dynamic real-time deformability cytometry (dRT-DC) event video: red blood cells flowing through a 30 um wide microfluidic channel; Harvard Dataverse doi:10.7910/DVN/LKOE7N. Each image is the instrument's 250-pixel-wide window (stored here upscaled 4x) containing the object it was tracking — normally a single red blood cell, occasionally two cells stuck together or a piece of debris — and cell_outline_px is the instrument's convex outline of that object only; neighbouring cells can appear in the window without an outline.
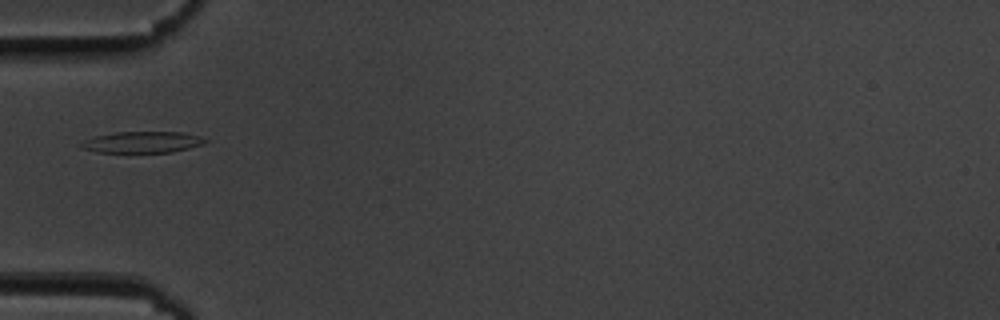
{"species": "common noctule bat (a hibernating species)", "species_latin": "Nyctalus noctula", "temperature_condition": "cold", "stored_images_in_passage": 38, "camera_frame_rate_fps": 3000, "um_per_image_px": 0.085, "animal": {"sex": "male", "body_mass_g": 19.5, "forearm_length_mm": 54.6}, "frame": {"image": 1, "passage_image": 1, "time_ms": 0.0, "image_size_px": [1000, 320], "cell_outline_px": [[208, 140], [204, 144], [172, 152], [96, 152], [80, 148], [80, 144], [84, 140], [96, 136], [112, 132], [180, 132], [200, 136]], "centroid_in_image_um": [12.08, 12.08], "position_along_channel_um": 72.9, "area_um2": 15.37}}
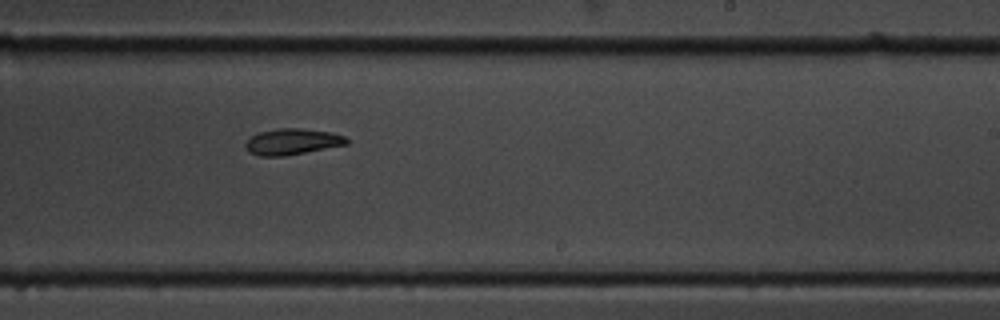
{"frame": {"image": 2, "passage_image": 17, "time_ms": 5.333, "image_size_px": [1000, 320], "cell_outline_px": [[348, 144], [284, 156], [260, 156], [248, 152], [244, 144], [248, 136], [260, 132], [276, 128], [300, 128], [332, 132], [344, 136], [348, 140]], "centroid_in_image_um": [24.79, 12.03], "position_along_channel_um": 264.2, "area_um2": 15.49}}
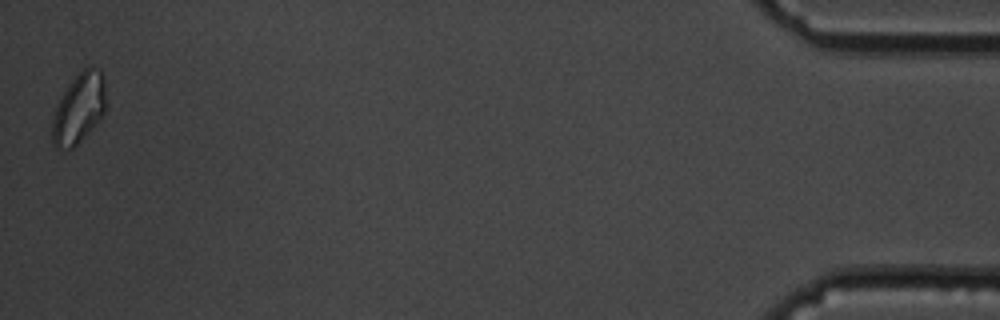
{"frame": {"image": 3, "passage_image": 38, "time_ms": 12.333, "image_size_px": [1000, 320], "cell_outline_px": [[104, 112], [100, 120], [72, 148], [56, 148], [52, 144], [52, 120], [56, 108], [68, 84], [88, 64], [100, 68], [104, 76]], "centroid_in_image_um": [6.71, 9.18], "position_along_channel_um": 428.5, "area_um2": 21.68}}